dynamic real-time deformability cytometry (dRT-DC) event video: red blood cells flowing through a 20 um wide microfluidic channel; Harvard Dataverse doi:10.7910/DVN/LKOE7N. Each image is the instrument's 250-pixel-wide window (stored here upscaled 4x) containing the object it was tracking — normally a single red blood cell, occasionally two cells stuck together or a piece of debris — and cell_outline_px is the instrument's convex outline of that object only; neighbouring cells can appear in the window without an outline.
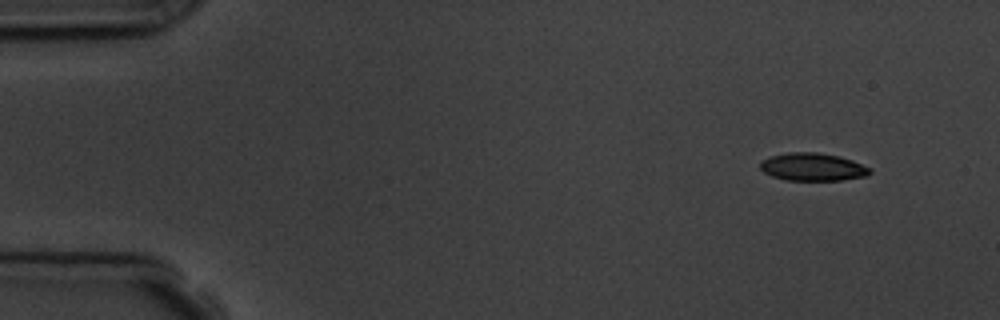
{"species": "common noctule bat (a hibernating species)", "species_latin": "Nyctalus noctula", "temperature_condition": "room temperature", "stored_images_in_passage": 4, "camera_frame_rate_fps": 3000, "um_per_image_px": 0.085, "animal": {"sex": "male", "body_mass_g": 19.5, "forearm_length_mm": 54.6}, "frame": {"image": 1, "passage_image": 1, "time_ms": 0.0, "image_size_px": [1000, 320], "cell_outline_px": [[872, 172], [868, 176], [840, 180], [784, 180], [772, 176], [764, 172], [760, 168], [760, 160], [768, 156], [788, 152], [816, 152], [840, 156], [852, 160], [872, 168]], "centroid_in_image_um": [69.08, 14.18], "position_along_channel_um": 15.9, "area_um2": 18.03}}
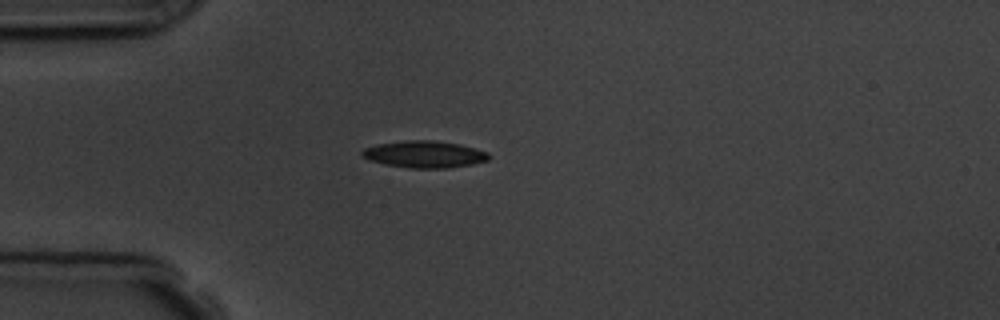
{"frame": {"image": 2, "passage_image": 4, "time_ms": 3.333, "image_size_px": [1000, 320], "cell_outline_px": [[488, 160], [472, 164], [448, 168], [408, 168], [384, 164], [368, 160], [360, 152], [364, 148], [376, 144], [404, 140], [432, 140], [460, 144], [476, 148], [488, 152]], "centroid_in_image_um": [36.05, 13.11], "position_along_channel_um": 48.9, "area_um2": 19.94}}